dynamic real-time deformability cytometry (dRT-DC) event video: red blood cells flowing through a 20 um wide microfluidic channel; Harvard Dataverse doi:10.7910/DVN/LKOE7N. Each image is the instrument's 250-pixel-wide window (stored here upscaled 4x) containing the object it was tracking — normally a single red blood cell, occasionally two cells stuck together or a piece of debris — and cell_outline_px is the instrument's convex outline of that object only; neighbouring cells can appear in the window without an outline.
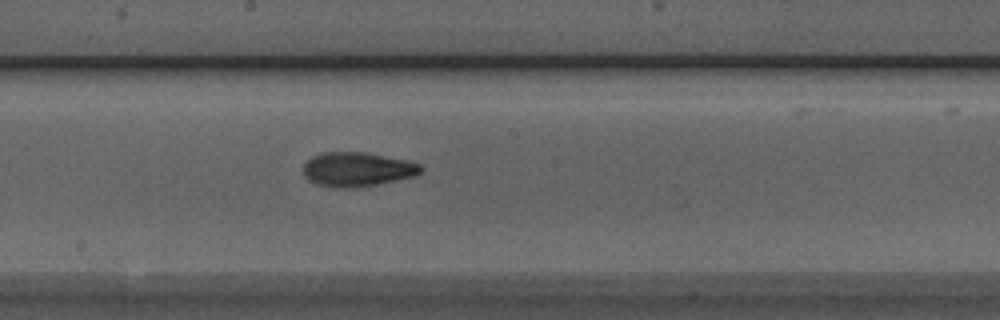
{"species": "Egyptian fruit bat (a non-hibernating species)", "species_latin": "Rousettus aegyptiacus", "temperature_condition": "room temperature", "stored_images_in_passage": 34, "camera_frame_rate_fps": 3000, "um_per_image_px": 0.085, "animal": {"sex": "male"}, "frame": {"image": 1, "passage_image": 11, "time_ms": 3.333, "image_size_px": [1000, 320], "cell_outline_px": [[424, 168], [416, 176], [376, 184], [344, 188], [336, 188], [316, 184], [308, 180], [304, 176], [304, 164], [312, 156], [320, 152], [364, 152], [408, 160], [420, 164]], "centroid_in_image_um": [30.36, 14.38], "position_along_channel_um": 217.8, "area_um2": 23.47}}
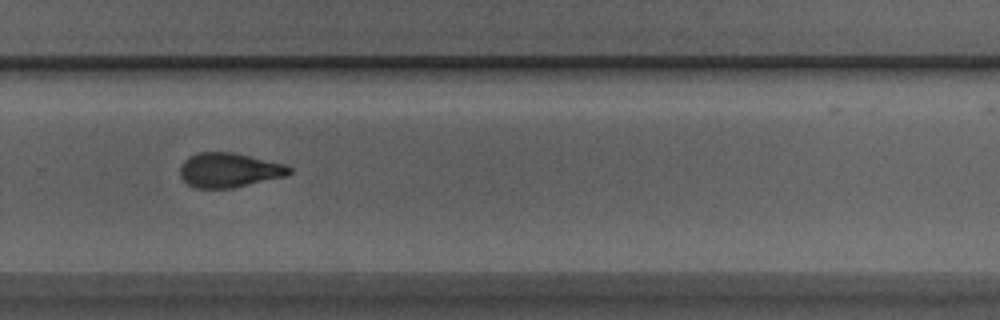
{"frame": {"image": 2, "passage_image": 18, "time_ms": 5.667, "image_size_px": [1000, 320], "cell_outline_px": [[292, 172], [288, 176], [232, 188], [196, 188], [188, 184], [180, 176], [180, 168], [184, 160], [188, 156], [200, 152], [232, 152], [288, 164], [292, 168]], "centroid_in_image_um": [19.52, 14.46], "position_along_channel_um": 310.3, "area_um2": 22.2}}
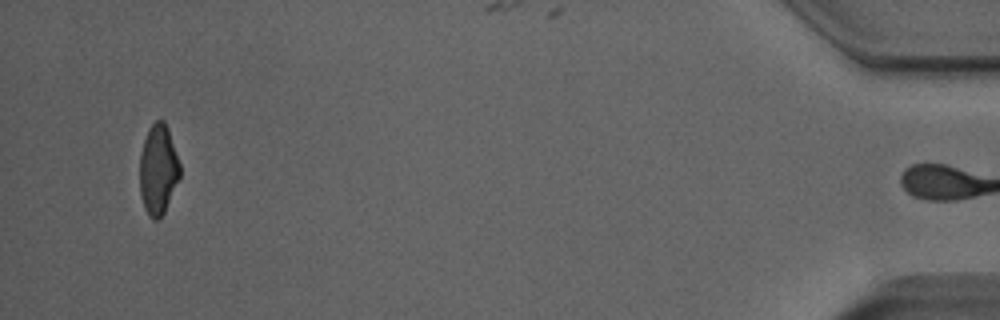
{"frame": {"image": 3, "passage_image": 33, "time_ms": 10.667, "image_size_px": [1000, 320], "cell_outline_px": [[180, 176], [164, 212], [156, 220], [152, 220], [144, 208], [140, 192], [140, 152], [148, 128], [156, 120], [164, 120], [168, 128], [180, 164]], "centroid_in_image_um": [13.44, 14.39], "position_along_channel_um": 421.8, "area_um2": 20.98}, "authors_computed_cell_mechanics": {"area_um2": 22.2819, "velocity_mm_per_s": 3.977, "shape_relaxation_time_tau1_ms": 4.1329, "shape_relaxation_time_tau2_ms": 2.2049, "deformation_change_tau1": 0.1509, "deformation_change_tau2": 0.0951}}